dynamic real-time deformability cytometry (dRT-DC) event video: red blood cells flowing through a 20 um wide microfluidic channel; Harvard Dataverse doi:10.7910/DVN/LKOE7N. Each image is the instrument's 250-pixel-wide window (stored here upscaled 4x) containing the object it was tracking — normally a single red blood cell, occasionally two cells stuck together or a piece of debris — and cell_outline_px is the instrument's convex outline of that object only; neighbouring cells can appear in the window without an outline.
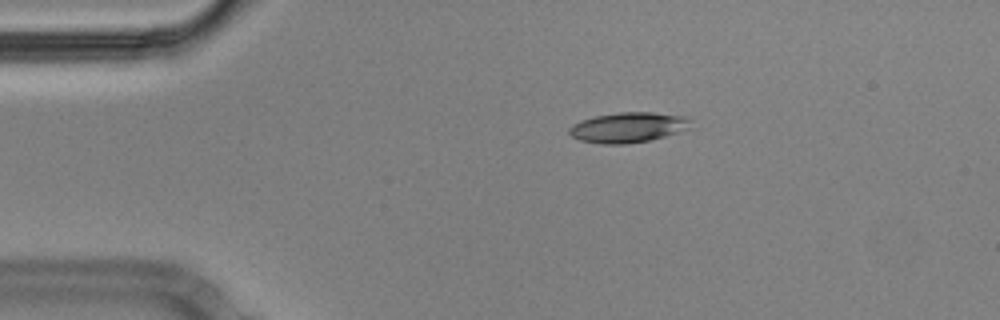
{"species": "Egyptian fruit bat (a non-hibernating species)", "species_latin": "Rousettus aegyptiacus", "temperature_condition": "cold", "stored_images_in_passage": 46, "camera_frame_rate_fps": 3000, "um_per_image_px": 0.085, "animal": {"sex": "male"}, "frame": {"image": 1, "passage_image": 1, "time_ms": 0.0, "image_size_px": [1000, 320], "cell_outline_px": [[692, 128], [664, 136], [648, 140], [628, 144], [600, 144], [580, 140], [572, 136], [568, 132], [568, 128], [572, 124], [580, 120], [596, 116], [620, 112], [652, 112], [688, 116]], "centroid_in_image_um": [53.39, 10.82], "position_along_channel_um": 31.6, "area_um2": 21.5}}
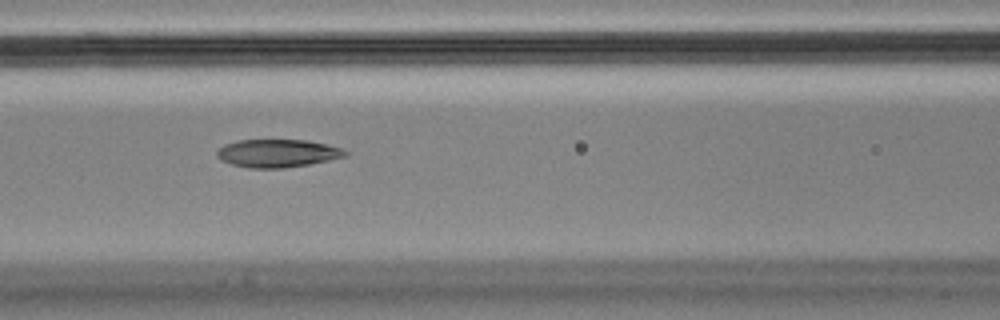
{"frame": {"image": 2, "passage_image": 14, "time_ms": 4.333, "image_size_px": [1000, 320], "cell_outline_px": [[348, 156], [308, 164], [280, 168], [248, 168], [232, 164], [220, 160], [216, 156], [216, 152], [224, 144], [240, 140], [308, 140], [344, 148], [348, 152]], "centroid_in_image_um": [23.6, 13.02], "position_along_channel_um": 143.0, "area_um2": 20.92}}
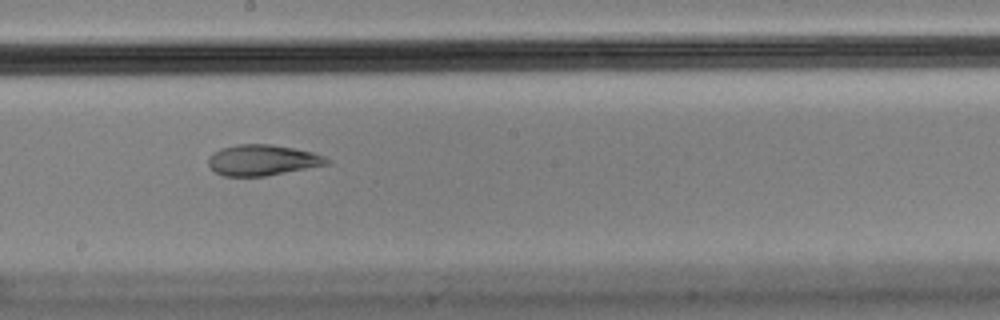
{"frame": {"image": 3, "passage_image": 21, "time_ms": 6.667, "image_size_px": [1000, 320], "cell_outline_px": [[332, 160], [328, 164], [264, 176], [224, 176], [216, 172], [208, 164], [208, 156], [212, 152], [220, 148], [236, 144], [272, 144], [312, 152], [324, 156]], "centroid_in_image_um": [22.27, 13.6], "position_along_channel_um": 225.9, "area_um2": 21.21}, "authors_computed_cell_mechanics": {"area_um2": 21.7906, "velocity_mm_per_s": 3.564, "shape_relaxation_time_tau1_ms": null, "shape_relaxation_time_tau2_ms": 3.0582, "deformation_change_tau1": null, "deformation_change_tau2": 0.0886}}